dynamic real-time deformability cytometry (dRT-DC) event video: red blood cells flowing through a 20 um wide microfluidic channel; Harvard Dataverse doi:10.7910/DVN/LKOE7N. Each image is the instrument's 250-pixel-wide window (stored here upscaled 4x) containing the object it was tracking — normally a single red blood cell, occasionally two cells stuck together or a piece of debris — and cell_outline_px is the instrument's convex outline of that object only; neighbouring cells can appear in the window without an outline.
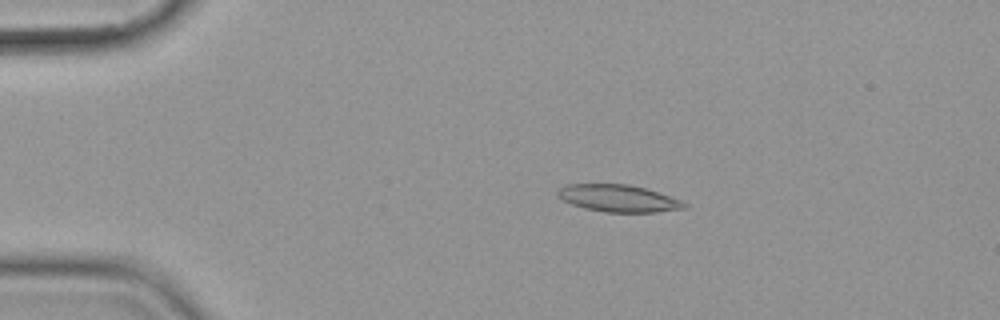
{"species": "common noctule bat (a hibernating species)", "species_latin": "Nyctalus noctula", "temperature_condition": "cold", "stored_images_in_passage": 4, "camera_frame_rate_fps": 3000, "um_per_image_px": 0.085, "animal": {"sex": "female", "body_mass_g": 19.9}, "frame": {"image": 1, "passage_image": 3, "time_ms": 2.333, "image_size_px": [1000, 320], "cell_outline_px": [[688, 208], [656, 212], [604, 212], [584, 208], [572, 204], [564, 200], [556, 192], [564, 184], [628, 184], [644, 188], [680, 200], [688, 204]], "centroid_in_image_um": [52.56, 16.86], "position_along_channel_um": 32.4, "area_um2": 19.83}}